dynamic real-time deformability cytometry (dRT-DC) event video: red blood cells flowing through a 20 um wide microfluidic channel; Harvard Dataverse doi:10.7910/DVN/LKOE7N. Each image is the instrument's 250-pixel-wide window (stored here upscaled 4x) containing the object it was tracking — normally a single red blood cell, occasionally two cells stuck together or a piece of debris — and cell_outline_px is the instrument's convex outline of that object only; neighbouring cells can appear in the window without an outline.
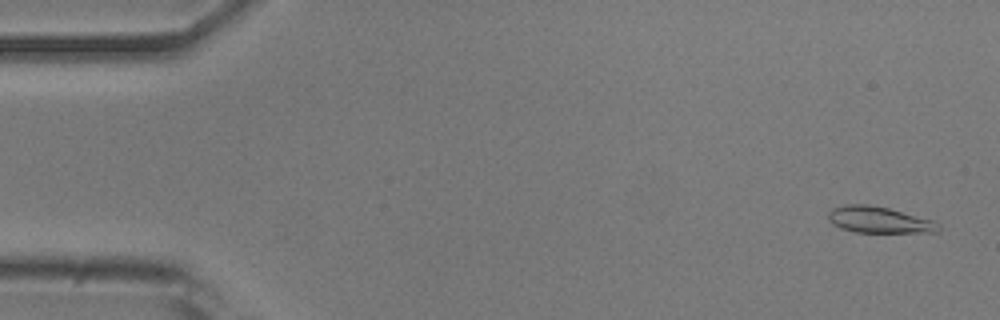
{"species": "common noctule bat (a hibernating species)", "species_latin": "Nyctalus noctula", "temperature_condition": "room temperature", "stored_images_in_passage": 50, "camera_frame_rate_fps": 3000, "um_per_image_px": 0.085, "animal": {"sex": "male", "body_mass_g": 20.5, "forearm_length_mm": 52.5}, "frame": {"image": 1, "passage_image": 1, "time_ms": 0.0, "image_size_px": [1000, 320], "cell_outline_px": [[940, 228], [936, 232], [856, 232], [840, 228], [832, 224], [828, 220], [828, 212], [832, 208], [844, 204], [868, 204], [888, 208], [932, 220], [940, 224]], "centroid_in_image_um": [74.67, 18.68], "position_along_channel_um": 10.3, "area_um2": 16.88}}
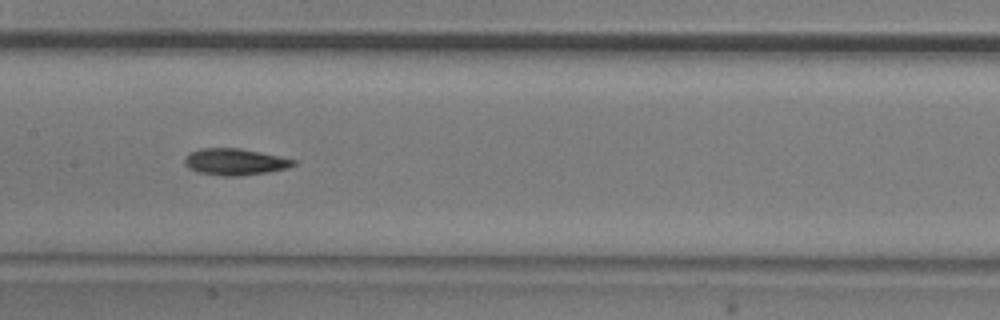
{"frame": {"image": 2, "passage_image": 24, "time_ms": 7.667, "image_size_px": [1000, 320], "cell_outline_px": [[296, 164], [288, 168], [268, 172], [240, 176], [220, 176], [196, 172], [188, 168], [184, 164], [184, 156], [188, 152], [200, 148], [240, 148], [260, 152], [296, 160]], "centroid_in_image_um": [19.91, 13.76], "position_along_channel_um": 187.5, "area_um2": 17.11}}
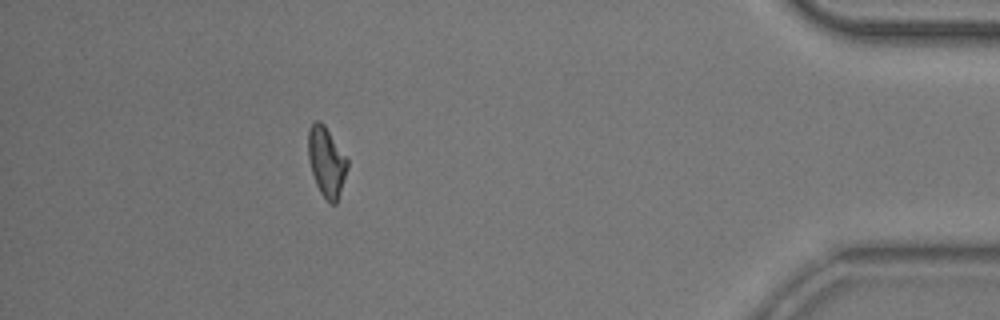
{"frame": {"image": 3, "passage_image": 45, "time_ms": 14.667, "image_size_px": [1000, 320], "cell_outline_px": [[348, 168], [336, 204], [332, 204], [320, 192], [316, 184], [308, 160], [308, 132], [312, 124], [316, 120], [320, 120], [324, 124], [348, 160]], "centroid_in_image_um": [27.74, 13.73], "position_along_channel_um": 407.5, "area_um2": 15.72}, "authors_computed_cell_mechanics": {"area_um2": 16.3285, "velocity_mm_per_s": 3.9021, "shape_relaxation_time_tau1_ms": 5.9225, "shape_relaxation_time_tau2_ms": 6.5338, "deformation_change_tau1": 0.1576, "deformation_change_tau2": 0.1275}}